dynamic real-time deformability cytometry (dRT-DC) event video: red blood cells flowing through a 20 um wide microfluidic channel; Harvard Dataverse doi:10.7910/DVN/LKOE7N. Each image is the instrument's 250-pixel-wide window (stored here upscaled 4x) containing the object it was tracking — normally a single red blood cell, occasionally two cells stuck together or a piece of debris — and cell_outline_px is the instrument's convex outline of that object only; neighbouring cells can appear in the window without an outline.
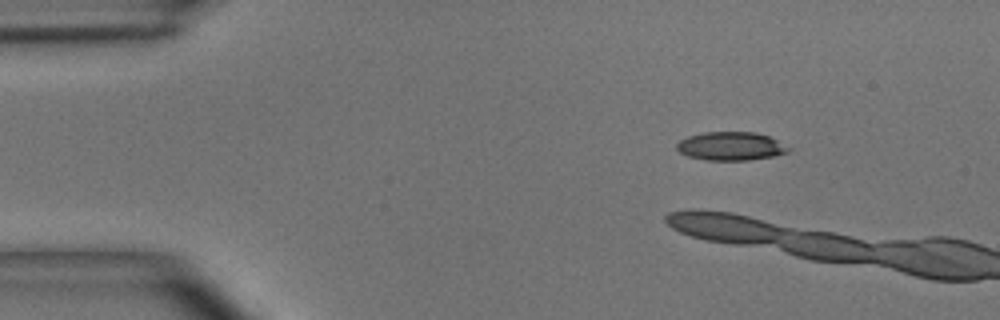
{"species": "common noctule bat (a hibernating species)", "species_latin": "Nyctalus noctula", "temperature_condition": "room temperature", "stored_images_in_passage": 3, "camera_frame_rate_fps": 3000, "um_per_image_px": 0.085, "animal": {"sex": "male", "body_mass_g": 15.6}, "frame": {"image": 1, "passage_image": 1, "time_ms": 0.0, "image_size_px": [1000, 320], "cell_outline_px": [[792, 148], [788, 152], [776, 156], [748, 160], [708, 160], [688, 156], [680, 152], [676, 148], [676, 144], [680, 140], [688, 136], [704, 132], [756, 132], [768, 136]], "centroid_in_image_um": [62.13, 12.42], "position_along_channel_um": 22.9, "area_um2": 18.55}}